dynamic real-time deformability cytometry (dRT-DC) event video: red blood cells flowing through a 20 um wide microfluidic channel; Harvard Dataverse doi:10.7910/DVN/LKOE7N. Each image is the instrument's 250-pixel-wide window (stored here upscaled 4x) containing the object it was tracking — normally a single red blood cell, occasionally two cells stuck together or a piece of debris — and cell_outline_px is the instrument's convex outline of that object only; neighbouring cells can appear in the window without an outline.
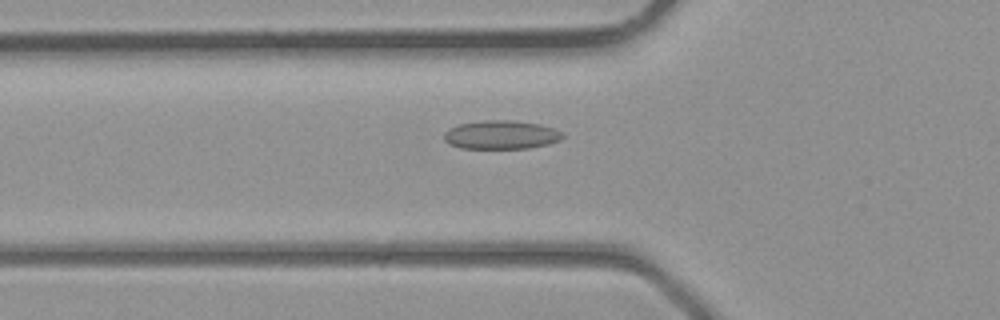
{"species": "common noctule bat (a hibernating species)", "species_latin": "Nyctalus noctula", "temperature_condition": "room temperature", "stored_images_in_passage": 35, "camera_frame_rate_fps": 3000, "um_per_image_px": 0.085, "animal": {"sex": "male", "body_mass_g": 23.1, "forearm_length_mm": 52.7}, "frame": {"image": 1, "passage_image": 10, "time_ms": 3.0, "image_size_px": [1000, 320], "cell_outline_px": [[564, 136], [560, 140], [548, 144], [528, 148], [460, 148], [448, 144], [444, 140], [444, 132], [448, 128], [460, 124], [484, 120], [512, 120], [540, 124], [552, 128], [560, 132]], "centroid_in_image_um": [42.56, 11.46], "position_along_channel_um": 83.2, "area_um2": 19.77}}
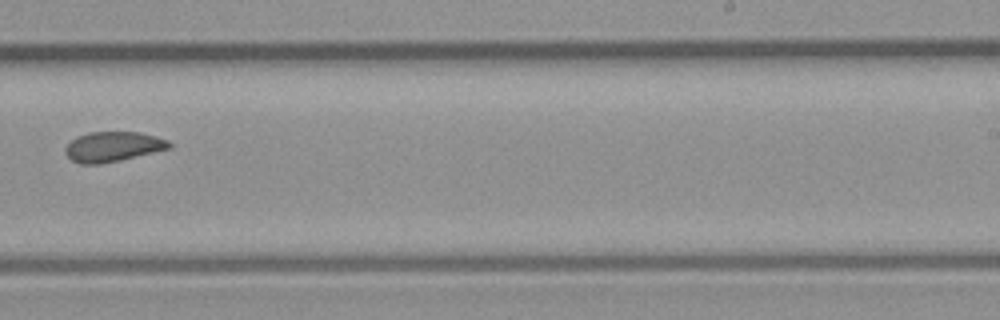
{"frame": {"image": 2, "passage_image": 21, "time_ms": 6.667, "image_size_px": [1000, 320], "cell_outline_px": [[172, 148], [120, 160], [100, 164], [80, 164], [72, 160], [64, 152], [64, 148], [76, 136], [88, 132], [140, 132], [156, 136], [168, 140], [172, 144]], "centroid_in_image_um": [9.6, 12.46], "position_along_channel_um": 279.4, "area_um2": 18.26}}
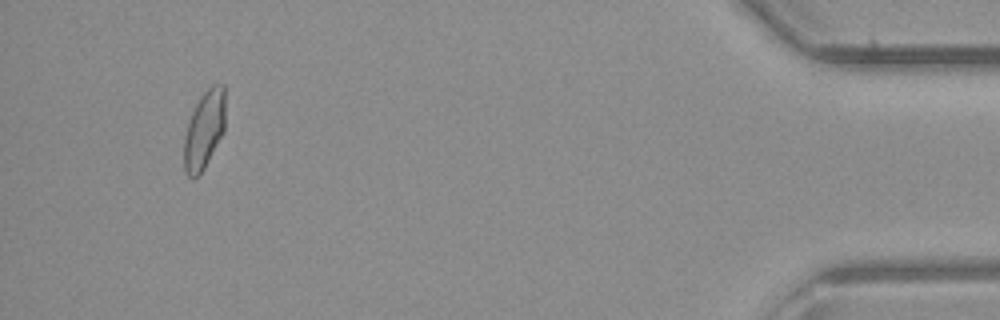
{"frame": {"image": 3, "passage_image": 33, "time_ms": 10.667, "image_size_px": [1000, 320], "cell_outline_px": [[224, 132], [200, 176], [188, 176], [184, 172], [184, 140], [188, 120], [200, 96], [212, 84], [224, 84]], "centroid_in_image_um": [17.35, 11.04], "position_along_channel_um": 417.8, "area_um2": 18.79}}